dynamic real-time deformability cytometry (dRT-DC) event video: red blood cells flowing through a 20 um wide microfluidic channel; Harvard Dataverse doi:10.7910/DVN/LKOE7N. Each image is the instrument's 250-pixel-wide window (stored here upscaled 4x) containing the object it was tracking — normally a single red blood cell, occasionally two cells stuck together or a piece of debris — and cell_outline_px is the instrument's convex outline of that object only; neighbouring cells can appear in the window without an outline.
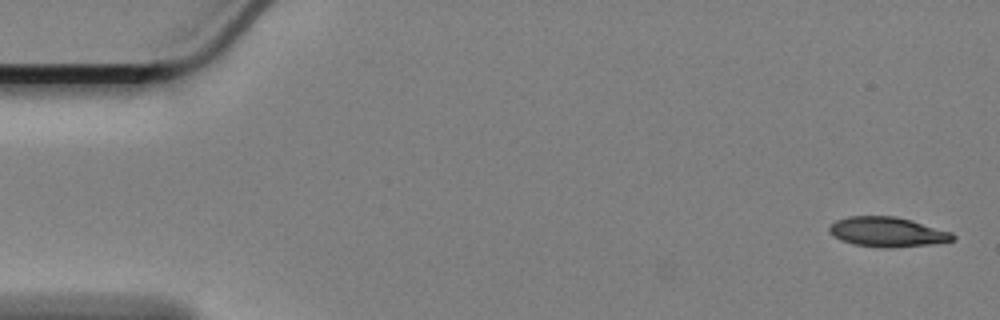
{"species": "Egyptian fruit bat (a non-hibernating species)", "species_latin": "Rousettus aegyptiacus", "temperature_condition": "cold", "stored_images_in_passage": 2, "camera_frame_rate_fps": 3000, "um_per_image_px": 0.085, "animal": {"sex": "female"}, "frame": {"image": 1, "passage_image": 2, "time_ms": 0.333, "image_size_px": [1000, 320], "cell_outline_px": [[956, 240], [936, 244], [892, 248], [884, 248], [852, 244], [840, 240], [828, 232], [828, 228], [836, 220], [848, 216], [896, 216], [912, 220], [952, 232], [956, 236]], "centroid_in_image_um": [75.46, 19.72], "position_along_channel_um": 9.5, "area_um2": 21.79}}